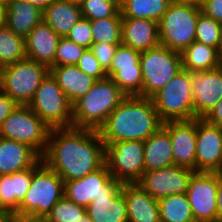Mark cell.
<instances>
[{"mask_svg": "<svg viewBox=\"0 0 222 222\" xmlns=\"http://www.w3.org/2000/svg\"><path fill=\"white\" fill-rule=\"evenodd\" d=\"M145 171H153L174 165L169 133L161 127L144 141Z\"/></svg>", "mask_w": 222, "mask_h": 222, "instance_id": "26", "label": "cell"}, {"mask_svg": "<svg viewBox=\"0 0 222 222\" xmlns=\"http://www.w3.org/2000/svg\"><path fill=\"white\" fill-rule=\"evenodd\" d=\"M125 97L110 77L96 80L91 89L73 104L72 127L99 130Z\"/></svg>", "mask_w": 222, "mask_h": 222, "instance_id": "3", "label": "cell"}, {"mask_svg": "<svg viewBox=\"0 0 222 222\" xmlns=\"http://www.w3.org/2000/svg\"><path fill=\"white\" fill-rule=\"evenodd\" d=\"M216 203H217V222H222V176L220 175H219Z\"/></svg>", "mask_w": 222, "mask_h": 222, "instance_id": "46", "label": "cell"}, {"mask_svg": "<svg viewBox=\"0 0 222 222\" xmlns=\"http://www.w3.org/2000/svg\"><path fill=\"white\" fill-rule=\"evenodd\" d=\"M198 3L172 1L158 22L160 45L182 53L196 39Z\"/></svg>", "mask_w": 222, "mask_h": 222, "instance_id": "4", "label": "cell"}, {"mask_svg": "<svg viewBox=\"0 0 222 222\" xmlns=\"http://www.w3.org/2000/svg\"><path fill=\"white\" fill-rule=\"evenodd\" d=\"M160 222H196L186 194L158 199Z\"/></svg>", "mask_w": 222, "mask_h": 222, "instance_id": "30", "label": "cell"}, {"mask_svg": "<svg viewBox=\"0 0 222 222\" xmlns=\"http://www.w3.org/2000/svg\"><path fill=\"white\" fill-rule=\"evenodd\" d=\"M42 162L63 180H76L105 164V144L98 130L52 128Z\"/></svg>", "mask_w": 222, "mask_h": 222, "instance_id": "1", "label": "cell"}, {"mask_svg": "<svg viewBox=\"0 0 222 222\" xmlns=\"http://www.w3.org/2000/svg\"><path fill=\"white\" fill-rule=\"evenodd\" d=\"M42 12L43 21L60 37H66L83 18L80 4L69 0H55Z\"/></svg>", "mask_w": 222, "mask_h": 222, "instance_id": "25", "label": "cell"}, {"mask_svg": "<svg viewBox=\"0 0 222 222\" xmlns=\"http://www.w3.org/2000/svg\"><path fill=\"white\" fill-rule=\"evenodd\" d=\"M219 173L194 172L187 197L196 222H217V189Z\"/></svg>", "mask_w": 222, "mask_h": 222, "instance_id": "13", "label": "cell"}, {"mask_svg": "<svg viewBox=\"0 0 222 222\" xmlns=\"http://www.w3.org/2000/svg\"><path fill=\"white\" fill-rule=\"evenodd\" d=\"M69 1H71V2H76V3H81L82 1H84V0H69Z\"/></svg>", "mask_w": 222, "mask_h": 222, "instance_id": "53", "label": "cell"}, {"mask_svg": "<svg viewBox=\"0 0 222 222\" xmlns=\"http://www.w3.org/2000/svg\"><path fill=\"white\" fill-rule=\"evenodd\" d=\"M66 38L85 49H90L93 44V33L90 20L85 18L79 20Z\"/></svg>", "mask_w": 222, "mask_h": 222, "instance_id": "39", "label": "cell"}, {"mask_svg": "<svg viewBox=\"0 0 222 222\" xmlns=\"http://www.w3.org/2000/svg\"><path fill=\"white\" fill-rule=\"evenodd\" d=\"M84 51V47L77 45L66 37H61L54 57V67L76 65Z\"/></svg>", "mask_w": 222, "mask_h": 222, "instance_id": "37", "label": "cell"}, {"mask_svg": "<svg viewBox=\"0 0 222 222\" xmlns=\"http://www.w3.org/2000/svg\"><path fill=\"white\" fill-rule=\"evenodd\" d=\"M195 41L220 50L222 44V23L207 17L201 12L197 20Z\"/></svg>", "mask_w": 222, "mask_h": 222, "instance_id": "34", "label": "cell"}, {"mask_svg": "<svg viewBox=\"0 0 222 222\" xmlns=\"http://www.w3.org/2000/svg\"><path fill=\"white\" fill-rule=\"evenodd\" d=\"M76 66L85 74L92 76L96 80L107 77L106 72L101 67L91 49H85Z\"/></svg>", "mask_w": 222, "mask_h": 222, "instance_id": "40", "label": "cell"}, {"mask_svg": "<svg viewBox=\"0 0 222 222\" xmlns=\"http://www.w3.org/2000/svg\"><path fill=\"white\" fill-rule=\"evenodd\" d=\"M128 222H160L158 199L151 197L138 183H122Z\"/></svg>", "mask_w": 222, "mask_h": 222, "instance_id": "19", "label": "cell"}, {"mask_svg": "<svg viewBox=\"0 0 222 222\" xmlns=\"http://www.w3.org/2000/svg\"><path fill=\"white\" fill-rule=\"evenodd\" d=\"M105 164L115 180L137 183L145 172L144 141L105 144Z\"/></svg>", "mask_w": 222, "mask_h": 222, "instance_id": "11", "label": "cell"}, {"mask_svg": "<svg viewBox=\"0 0 222 222\" xmlns=\"http://www.w3.org/2000/svg\"><path fill=\"white\" fill-rule=\"evenodd\" d=\"M18 106L15 100L0 90V126Z\"/></svg>", "mask_w": 222, "mask_h": 222, "instance_id": "43", "label": "cell"}, {"mask_svg": "<svg viewBox=\"0 0 222 222\" xmlns=\"http://www.w3.org/2000/svg\"><path fill=\"white\" fill-rule=\"evenodd\" d=\"M194 119L204 118L222 98V65L191 73Z\"/></svg>", "mask_w": 222, "mask_h": 222, "instance_id": "16", "label": "cell"}, {"mask_svg": "<svg viewBox=\"0 0 222 222\" xmlns=\"http://www.w3.org/2000/svg\"><path fill=\"white\" fill-rule=\"evenodd\" d=\"M212 125L222 127V98L215 107L204 117Z\"/></svg>", "mask_w": 222, "mask_h": 222, "instance_id": "44", "label": "cell"}, {"mask_svg": "<svg viewBox=\"0 0 222 222\" xmlns=\"http://www.w3.org/2000/svg\"><path fill=\"white\" fill-rule=\"evenodd\" d=\"M162 127L171 138L174 165L195 171L196 119L166 121Z\"/></svg>", "mask_w": 222, "mask_h": 222, "instance_id": "17", "label": "cell"}, {"mask_svg": "<svg viewBox=\"0 0 222 222\" xmlns=\"http://www.w3.org/2000/svg\"><path fill=\"white\" fill-rule=\"evenodd\" d=\"M5 222H44V220L42 218L10 213L7 214Z\"/></svg>", "mask_w": 222, "mask_h": 222, "instance_id": "45", "label": "cell"}, {"mask_svg": "<svg viewBox=\"0 0 222 222\" xmlns=\"http://www.w3.org/2000/svg\"><path fill=\"white\" fill-rule=\"evenodd\" d=\"M64 196V180L43 162L33 171L28 192L15 212L44 219Z\"/></svg>", "mask_w": 222, "mask_h": 222, "instance_id": "5", "label": "cell"}, {"mask_svg": "<svg viewBox=\"0 0 222 222\" xmlns=\"http://www.w3.org/2000/svg\"><path fill=\"white\" fill-rule=\"evenodd\" d=\"M111 79L125 96L142 97L143 78L141 67L121 68V70H118Z\"/></svg>", "mask_w": 222, "mask_h": 222, "instance_id": "35", "label": "cell"}, {"mask_svg": "<svg viewBox=\"0 0 222 222\" xmlns=\"http://www.w3.org/2000/svg\"><path fill=\"white\" fill-rule=\"evenodd\" d=\"M122 183L115 180L104 164L81 179L64 182V196L78 205L87 207L100 195H118Z\"/></svg>", "mask_w": 222, "mask_h": 222, "instance_id": "12", "label": "cell"}, {"mask_svg": "<svg viewBox=\"0 0 222 222\" xmlns=\"http://www.w3.org/2000/svg\"><path fill=\"white\" fill-rule=\"evenodd\" d=\"M194 172L189 168L172 165L158 170L145 171L137 183L155 199L186 194Z\"/></svg>", "mask_w": 222, "mask_h": 222, "instance_id": "14", "label": "cell"}, {"mask_svg": "<svg viewBox=\"0 0 222 222\" xmlns=\"http://www.w3.org/2000/svg\"><path fill=\"white\" fill-rule=\"evenodd\" d=\"M41 156L27 144L0 137V176L34 166Z\"/></svg>", "mask_w": 222, "mask_h": 222, "instance_id": "22", "label": "cell"}, {"mask_svg": "<svg viewBox=\"0 0 222 222\" xmlns=\"http://www.w3.org/2000/svg\"><path fill=\"white\" fill-rule=\"evenodd\" d=\"M172 1H182V2H194V3H200L202 0H172Z\"/></svg>", "mask_w": 222, "mask_h": 222, "instance_id": "51", "label": "cell"}, {"mask_svg": "<svg viewBox=\"0 0 222 222\" xmlns=\"http://www.w3.org/2000/svg\"><path fill=\"white\" fill-rule=\"evenodd\" d=\"M199 5L204 15L222 23V0H202Z\"/></svg>", "mask_w": 222, "mask_h": 222, "instance_id": "42", "label": "cell"}, {"mask_svg": "<svg viewBox=\"0 0 222 222\" xmlns=\"http://www.w3.org/2000/svg\"><path fill=\"white\" fill-rule=\"evenodd\" d=\"M92 222H128L124 195H100L86 207Z\"/></svg>", "mask_w": 222, "mask_h": 222, "instance_id": "27", "label": "cell"}, {"mask_svg": "<svg viewBox=\"0 0 222 222\" xmlns=\"http://www.w3.org/2000/svg\"><path fill=\"white\" fill-rule=\"evenodd\" d=\"M86 214V207L63 196L43 219L44 222H77Z\"/></svg>", "mask_w": 222, "mask_h": 222, "instance_id": "36", "label": "cell"}, {"mask_svg": "<svg viewBox=\"0 0 222 222\" xmlns=\"http://www.w3.org/2000/svg\"><path fill=\"white\" fill-rule=\"evenodd\" d=\"M6 0H0V28L5 26Z\"/></svg>", "mask_w": 222, "mask_h": 222, "instance_id": "48", "label": "cell"}, {"mask_svg": "<svg viewBox=\"0 0 222 222\" xmlns=\"http://www.w3.org/2000/svg\"><path fill=\"white\" fill-rule=\"evenodd\" d=\"M191 82V72L182 69L151 97L163 122L194 119Z\"/></svg>", "mask_w": 222, "mask_h": 222, "instance_id": "8", "label": "cell"}, {"mask_svg": "<svg viewBox=\"0 0 222 222\" xmlns=\"http://www.w3.org/2000/svg\"><path fill=\"white\" fill-rule=\"evenodd\" d=\"M77 222H92V221H91L90 217L87 214H85Z\"/></svg>", "mask_w": 222, "mask_h": 222, "instance_id": "49", "label": "cell"}, {"mask_svg": "<svg viewBox=\"0 0 222 222\" xmlns=\"http://www.w3.org/2000/svg\"><path fill=\"white\" fill-rule=\"evenodd\" d=\"M118 45L93 43L91 50L105 72L110 69Z\"/></svg>", "mask_w": 222, "mask_h": 222, "instance_id": "41", "label": "cell"}, {"mask_svg": "<svg viewBox=\"0 0 222 222\" xmlns=\"http://www.w3.org/2000/svg\"><path fill=\"white\" fill-rule=\"evenodd\" d=\"M50 73L72 104L83 97L96 82L95 78L85 74L76 65L51 67Z\"/></svg>", "mask_w": 222, "mask_h": 222, "instance_id": "24", "label": "cell"}, {"mask_svg": "<svg viewBox=\"0 0 222 222\" xmlns=\"http://www.w3.org/2000/svg\"><path fill=\"white\" fill-rule=\"evenodd\" d=\"M28 3L40 8L42 11L51 5L55 0H26Z\"/></svg>", "mask_w": 222, "mask_h": 222, "instance_id": "47", "label": "cell"}, {"mask_svg": "<svg viewBox=\"0 0 222 222\" xmlns=\"http://www.w3.org/2000/svg\"><path fill=\"white\" fill-rule=\"evenodd\" d=\"M172 0H121L122 18L150 19L159 22Z\"/></svg>", "mask_w": 222, "mask_h": 222, "instance_id": "29", "label": "cell"}, {"mask_svg": "<svg viewBox=\"0 0 222 222\" xmlns=\"http://www.w3.org/2000/svg\"><path fill=\"white\" fill-rule=\"evenodd\" d=\"M163 126L151 98L126 96L99 128L104 144L145 141Z\"/></svg>", "mask_w": 222, "mask_h": 222, "instance_id": "2", "label": "cell"}, {"mask_svg": "<svg viewBox=\"0 0 222 222\" xmlns=\"http://www.w3.org/2000/svg\"><path fill=\"white\" fill-rule=\"evenodd\" d=\"M142 97L151 98L182 70L181 53L159 45L140 55Z\"/></svg>", "mask_w": 222, "mask_h": 222, "instance_id": "9", "label": "cell"}, {"mask_svg": "<svg viewBox=\"0 0 222 222\" xmlns=\"http://www.w3.org/2000/svg\"><path fill=\"white\" fill-rule=\"evenodd\" d=\"M218 173L220 176H222V168L220 169V171Z\"/></svg>", "mask_w": 222, "mask_h": 222, "instance_id": "54", "label": "cell"}, {"mask_svg": "<svg viewBox=\"0 0 222 222\" xmlns=\"http://www.w3.org/2000/svg\"><path fill=\"white\" fill-rule=\"evenodd\" d=\"M42 163L40 159L34 166L15 172L11 175L0 176V210L7 214L15 213L19 204L28 192L33 171Z\"/></svg>", "mask_w": 222, "mask_h": 222, "instance_id": "20", "label": "cell"}, {"mask_svg": "<svg viewBox=\"0 0 222 222\" xmlns=\"http://www.w3.org/2000/svg\"><path fill=\"white\" fill-rule=\"evenodd\" d=\"M6 217L7 213L5 211L0 210V222H5Z\"/></svg>", "mask_w": 222, "mask_h": 222, "instance_id": "50", "label": "cell"}, {"mask_svg": "<svg viewBox=\"0 0 222 222\" xmlns=\"http://www.w3.org/2000/svg\"><path fill=\"white\" fill-rule=\"evenodd\" d=\"M42 14L40 8L26 0H6L5 26L25 38L43 20Z\"/></svg>", "mask_w": 222, "mask_h": 222, "instance_id": "23", "label": "cell"}, {"mask_svg": "<svg viewBox=\"0 0 222 222\" xmlns=\"http://www.w3.org/2000/svg\"><path fill=\"white\" fill-rule=\"evenodd\" d=\"M26 58L25 38L6 26L0 28V68Z\"/></svg>", "mask_w": 222, "mask_h": 222, "instance_id": "31", "label": "cell"}, {"mask_svg": "<svg viewBox=\"0 0 222 222\" xmlns=\"http://www.w3.org/2000/svg\"><path fill=\"white\" fill-rule=\"evenodd\" d=\"M50 69L36 61L24 59L0 68V90L19 105L28 106Z\"/></svg>", "mask_w": 222, "mask_h": 222, "instance_id": "7", "label": "cell"}, {"mask_svg": "<svg viewBox=\"0 0 222 222\" xmlns=\"http://www.w3.org/2000/svg\"><path fill=\"white\" fill-rule=\"evenodd\" d=\"M141 52L124 44L118 45L112 59L110 69L106 72L107 77H112L121 68L140 67Z\"/></svg>", "mask_w": 222, "mask_h": 222, "instance_id": "38", "label": "cell"}, {"mask_svg": "<svg viewBox=\"0 0 222 222\" xmlns=\"http://www.w3.org/2000/svg\"><path fill=\"white\" fill-rule=\"evenodd\" d=\"M121 0H84L80 3L82 17L88 20L122 17Z\"/></svg>", "mask_w": 222, "mask_h": 222, "instance_id": "33", "label": "cell"}, {"mask_svg": "<svg viewBox=\"0 0 222 222\" xmlns=\"http://www.w3.org/2000/svg\"><path fill=\"white\" fill-rule=\"evenodd\" d=\"M28 107L51 129L72 127L73 104L49 72Z\"/></svg>", "mask_w": 222, "mask_h": 222, "instance_id": "6", "label": "cell"}, {"mask_svg": "<svg viewBox=\"0 0 222 222\" xmlns=\"http://www.w3.org/2000/svg\"><path fill=\"white\" fill-rule=\"evenodd\" d=\"M219 56H220V62H221V65H222V44H221V48L219 50Z\"/></svg>", "mask_w": 222, "mask_h": 222, "instance_id": "52", "label": "cell"}, {"mask_svg": "<svg viewBox=\"0 0 222 222\" xmlns=\"http://www.w3.org/2000/svg\"><path fill=\"white\" fill-rule=\"evenodd\" d=\"M50 130L28 106L19 105L1 124L0 137L27 144L42 156Z\"/></svg>", "mask_w": 222, "mask_h": 222, "instance_id": "10", "label": "cell"}, {"mask_svg": "<svg viewBox=\"0 0 222 222\" xmlns=\"http://www.w3.org/2000/svg\"><path fill=\"white\" fill-rule=\"evenodd\" d=\"M60 36L56 34L43 20L25 37L27 59L54 67V57Z\"/></svg>", "mask_w": 222, "mask_h": 222, "instance_id": "18", "label": "cell"}, {"mask_svg": "<svg viewBox=\"0 0 222 222\" xmlns=\"http://www.w3.org/2000/svg\"><path fill=\"white\" fill-rule=\"evenodd\" d=\"M93 43L122 44V17L91 20Z\"/></svg>", "mask_w": 222, "mask_h": 222, "instance_id": "32", "label": "cell"}, {"mask_svg": "<svg viewBox=\"0 0 222 222\" xmlns=\"http://www.w3.org/2000/svg\"><path fill=\"white\" fill-rule=\"evenodd\" d=\"M122 44L140 52L158 47V22L150 19L122 18Z\"/></svg>", "mask_w": 222, "mask_h": 222, "instance_id": "21", "label": "cell"}, {"mask_svg": "<svg viewBox=\"0 0 222 222\" xmlns=\"http://www.w3.org/2000/svg\"><path fill=\"white\" fill-rule=\"evenodd\" d=\"M182 69L203 72L221 66L219 50L203 43L194 41L182 53Z\"/></svg>", "mask_w": 222, "mask_h": 222, "instance_id": "28", "label": "cell"}, {"mask_svg": "<svg viewBox=\"0 0 222 222\" xmlns=\"http://www.w3.org/2000/svg\"><path fill=\"white\" fill-rule=\"evenodd\" d=\"M222 168V127L196 118L195 172H216Z\"/></svg>", "mask_w": 222, "mask_h": 222, "instance_id": "15", "label": "cell"}]
</instances>
